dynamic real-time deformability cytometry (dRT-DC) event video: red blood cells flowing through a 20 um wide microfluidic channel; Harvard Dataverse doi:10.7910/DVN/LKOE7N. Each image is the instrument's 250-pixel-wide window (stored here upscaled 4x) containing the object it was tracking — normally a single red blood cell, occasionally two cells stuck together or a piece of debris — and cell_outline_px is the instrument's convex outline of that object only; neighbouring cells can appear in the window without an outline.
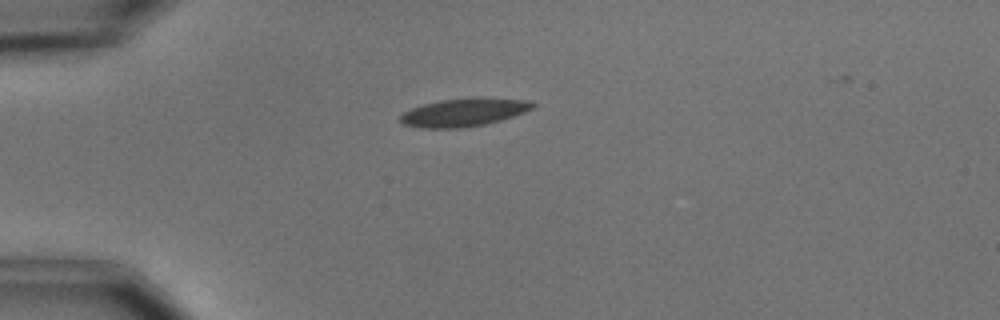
{"species": "common noctule bat (a hibernating species)", "species_latin": "Nyctalus noctula", "temperature_condition": "cold", "stored_images_in_passage": 5, "camera_frame_rate_fps": 3000, "um_per_image_px": 0.085, "animal": {"sex": "male", "body_mass_g": 15.6}, "frame": {"image": 1, "passage_image": 1, "time_ms": 0.0, "image_size_px": [1000, 320], "cell_outline_px": [[536, 104], [532, 108], [524, 112], [500, 120], [484, 124], [460, 128], [420, 128], [404, 124], [400, 120], [400, 116], [404, 112], [412, 108], [424, 104], [440, 100], [476, 96], [488, 96], [528, 100]], "centroid_in_image_um": [39.46, 9.52], "position_along_channel_um": 45.5, "area_um2": 21.91}}
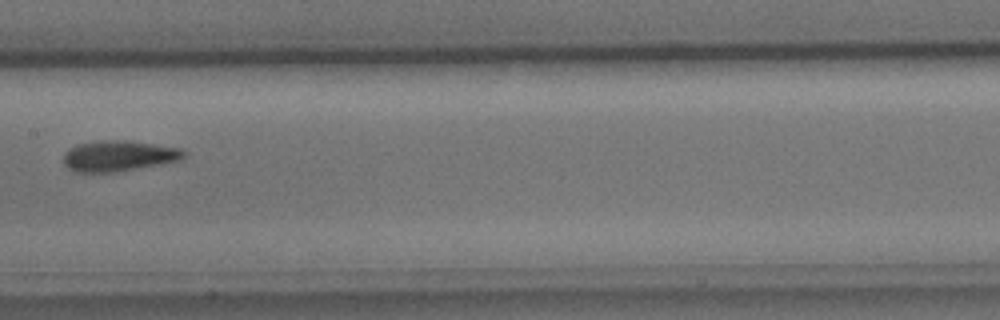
{"frame": {"image": 2, "passage_image": 5, "time_ms": 4.667, "image_size_px": [1000, 320], "cell_outline_px": [[188, 152], [180, 160], [160, 164], [116, 172], [76, 172], [68, 168], [64, 164], [64, 152], [68, 148], [76, 144], [100, 140], [128, 140], [180, 148]], "centroid_in_image_um": [10.07, 13.24], "position_along_channel_um": 197.3, "area_um2": 21.68}}